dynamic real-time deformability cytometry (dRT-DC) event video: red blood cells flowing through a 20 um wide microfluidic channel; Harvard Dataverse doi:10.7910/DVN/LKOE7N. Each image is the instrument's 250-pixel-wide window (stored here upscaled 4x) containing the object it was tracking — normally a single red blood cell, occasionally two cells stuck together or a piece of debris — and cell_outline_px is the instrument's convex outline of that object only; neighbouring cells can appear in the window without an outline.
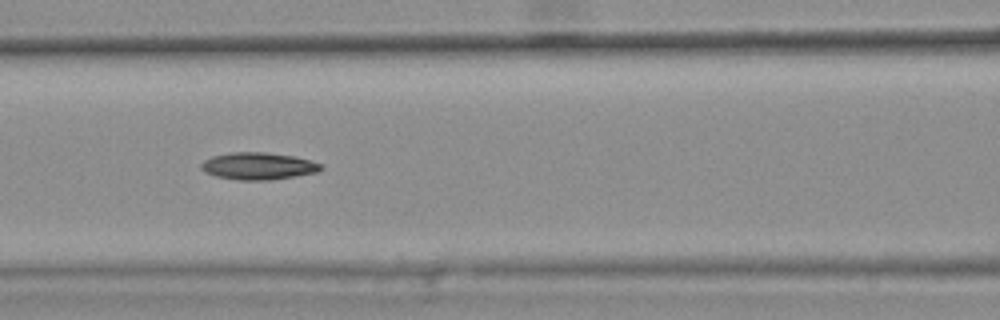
{"species": "common noctule bat (a hibernating species)", "species_latin": "Nyctalus noctula", "temperature_condition": "warm", "stored_images_in_passage": 12, "camera_frame_rate_fps": 3000, "um_per_image_px": 0.085, "animal": {"sex": "female", "body_mass_g": 25.1}, "frame": {"image": 1, "passage_image": 6, "time_ms": 1.667, "image_size_px": [1000, 320], "cell_outline_px": [[324, 168], [316, 172], [296, 176], [272, 180], [240, 180], [216, 176], [204, 172], [200, 168], [200, 164], [204, 160], [212, 156], [232, 152], [264, 152], [296, 156], [320, 164]], "centroid_in_image_um": [21.93, 14.11], "position_along_channel_um": 144.7, "area_um2": 18.96}}